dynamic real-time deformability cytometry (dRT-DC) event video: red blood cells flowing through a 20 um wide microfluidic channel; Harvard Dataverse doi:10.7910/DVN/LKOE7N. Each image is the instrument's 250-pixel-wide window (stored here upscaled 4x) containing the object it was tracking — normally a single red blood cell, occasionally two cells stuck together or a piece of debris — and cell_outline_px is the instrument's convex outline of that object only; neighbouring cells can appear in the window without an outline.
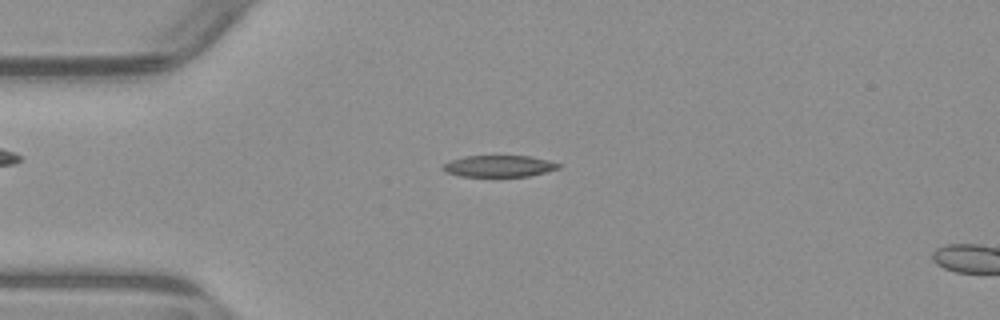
{"species": "common noctule bat (a hibernating species)", "species_latin": "Nyctalus noctula", "temperature_condition": "warm", "stored_images_in_passage": 15, "camera_frame_rate_fps": 3000, "um_per_image_px": 0.085, "animal": {"sex": "male", "body_mass_g": 23.1, "forearm_length_mm": 52.7}, "frame": {"image": 1, "passage_image": 13, "time_ms": 4.0, "image_size_px": [1000, 320], "cell_outline_px": [[560, 168], [528, 176], [460, 176], [444, 172], [440, 168], [444, 164], [452, 160], [464, 156], [528, 156], [548, 160], [560, 164]], "centroid_in_image_um": [42.37, 14.12], "position_along_channel_um": 42.6, "area_um2": 14.39}}